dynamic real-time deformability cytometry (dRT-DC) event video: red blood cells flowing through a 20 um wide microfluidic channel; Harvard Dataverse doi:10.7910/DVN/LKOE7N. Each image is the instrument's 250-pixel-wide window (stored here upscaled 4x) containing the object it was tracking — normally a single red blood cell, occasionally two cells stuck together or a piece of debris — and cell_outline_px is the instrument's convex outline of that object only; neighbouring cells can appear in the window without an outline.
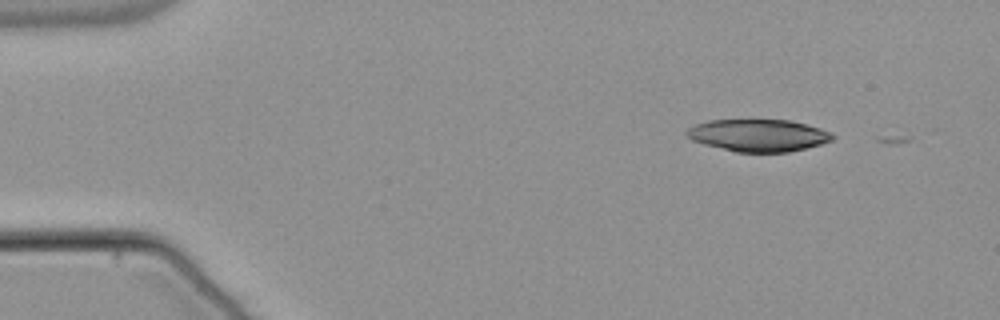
{"species": "common noctule bat (a hibernating species)", "species_latin": "Nyctalus noctula", "temperature_condition": "warm", "stored_images_in_passage": 4, "camera_frame_rate_fps": 3000, "um_per_image_px": 0.085, "animal": {"sex": "male", "body_mass_g": 21.5, "forearm_length_mm": 52.0}, "frame": {"image": 1, "passage_image": 1, "time_ms": 0.0, "image_size_px": [1000, 320], "cell_outline_px": [[836, 136], [832, 140], [820, 144], [788, 152], [736, 152], [704, 144], [692, 140], [684, 132], [688, 128], [696, 124], [708, 120], [788, 120], [820, 128], [832, 132]], "centroid_in_image_um": [64.45, 11.5], "position_along_channel_um": 20.5, "area_um2": 27.22}}